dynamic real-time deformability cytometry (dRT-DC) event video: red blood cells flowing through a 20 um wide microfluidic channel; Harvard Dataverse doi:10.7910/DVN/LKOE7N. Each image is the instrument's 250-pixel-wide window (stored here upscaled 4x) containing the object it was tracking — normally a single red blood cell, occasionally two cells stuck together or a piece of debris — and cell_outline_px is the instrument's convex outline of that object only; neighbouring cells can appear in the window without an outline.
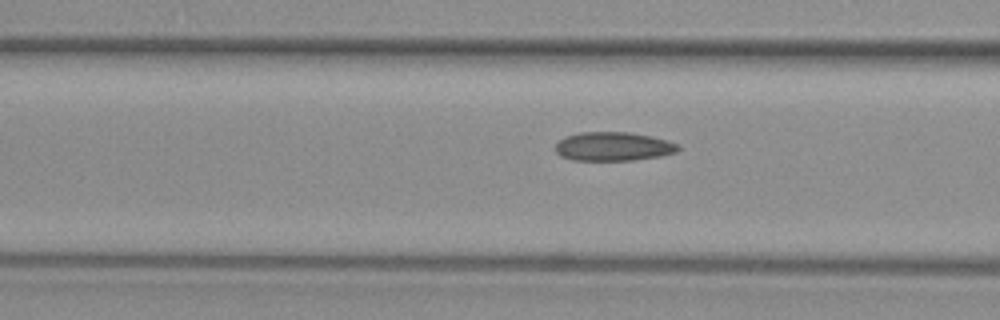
{"species": "common noctule bat (a hibernating species)", "species_latin": "Nyctalus noctula", "temperature_condition": "warm", "stored_images_in_passage": 27, "camera_frame_rate_fps": 3000, "um_per_image_px": 0.085, "animal": {"sex": "female", "body_mass_g": 29.2, "forearm_length_mm": 56.3}, "frame": {"image": 1, "passage_image": 7, "time_ms": 2.0, "image_size_px": [1000, 320], "cell_outline_px": [[680, 148], [676, 152], [660, 156], [632, 160], [572, 160], [560, 156], [556, 152], [556, 144], [564, 136], [580, 132], [628, 132], [652, 136], [668, 140], [680, 144]], "centroid_in_image_um": [52.14, 12.44], "position_along_channel_um": 114.5, "area_um2": 20.75}}
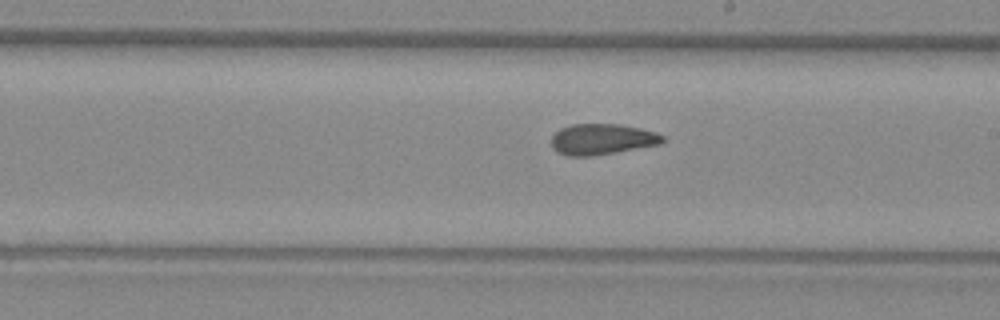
{"frame": {"image": 2, "passage_image": 16, "time_ms": 5.0, "image_size_px": [1000, 320], "cell_outline_px": [[664, 140], [660, 144], [616, 152], [592, 156], [568, 156], [556, 152], [552, 148], [552, 136], [560, 128], [572, 124], [620, 124], [640, 128], [656, 132], [664, 136]], "centroid_in_image_um": [51.16, 11.83], "position_along_channel_um": 237.8, "area_um2": 20.06}}
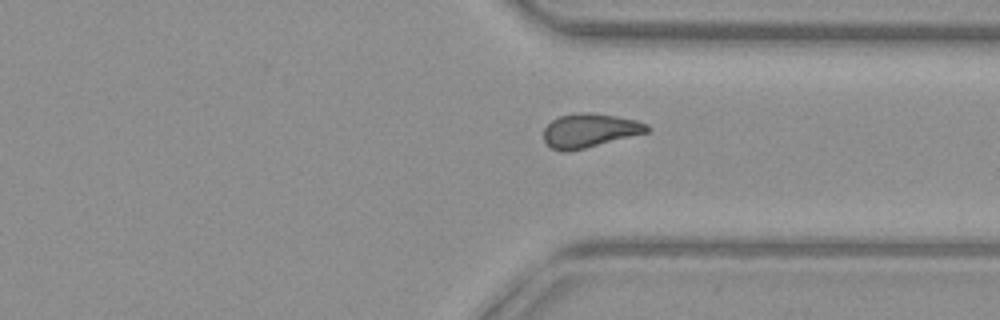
{"frame": {"image": 3, "passage_image": 25, "time_ms": 8.0, "image_size_px": [1000, 320], "cell_outline_px": [[652, 128], [648, 132], [568, 152], [564, 152], [552, 148], [544, 140], [544, 128], [552, 120], [560, 116], [580, 112], [588, 112], [616, 116], [636, 120], [648, 124]], "centroid_in_image_um": [50.13, 11.09], "position_along_channel_um": 361.3, "area_um2": 20.29}}